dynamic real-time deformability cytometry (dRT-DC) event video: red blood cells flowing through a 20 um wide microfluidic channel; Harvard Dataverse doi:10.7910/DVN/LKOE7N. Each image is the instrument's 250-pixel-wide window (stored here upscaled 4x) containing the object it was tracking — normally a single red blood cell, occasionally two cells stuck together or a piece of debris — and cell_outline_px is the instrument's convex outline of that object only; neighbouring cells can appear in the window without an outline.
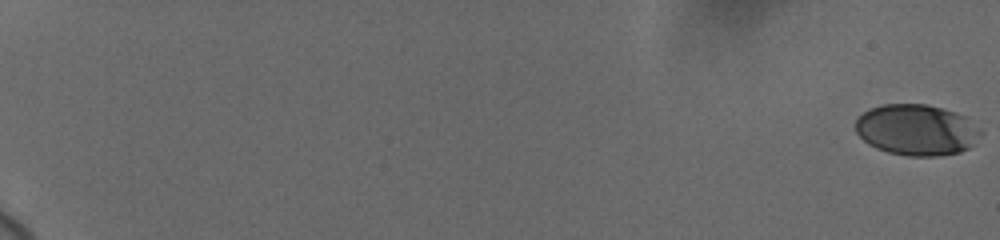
{"species": "human", "species_latin": "Homo sapiens", "temperature_condition": "cold", "stored_images_in_passage": 60, "camera_frame_rate_fps": 3000, "um_per_image_px": 0.085, "donor": {"sex": "female"}, "frame": {"image": 1, "passage_image": 1, "time_ms": 0.0, "image_size_px": [1000, 240], "cell_outline_px": [[984, 132], [968, 148], [960, 152], [940, 156], [908, 156], [888, 152], [876, 148], [868, 144], [856, 132], [856, 120], [864, 112], [880, 104], [928, 104], [956, 112], [964, 116], [980, 128]], "centroid_in_image_um": [77.93, 11.04], "position_along_channel_um": 7.1, "area_um2": 37.28}}
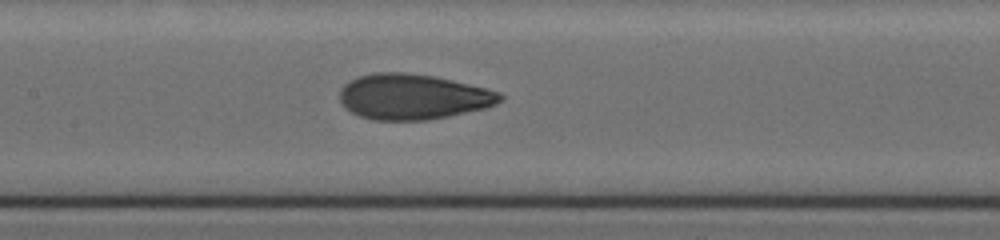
{"frame": {"image": 2, "passage_image": 31, "time_ms": 11.0, "image_size_px": [1000, 240], "cell_outline_px": [[504, 100], [496, 104], [484, 108], [448, 116], [428, 120], [372, 120], [360, 116], [344, 108], [340, 100], [340, 88], [344, 84], [360, 76], [372, 72], [408, 72], [436, 76], [488, 88], [500, 92], [504, 96]], "centroid_in_image_um": [35.11, 8.21], "position_along_channel_um": 172.3, "area_um2": 42.83}}
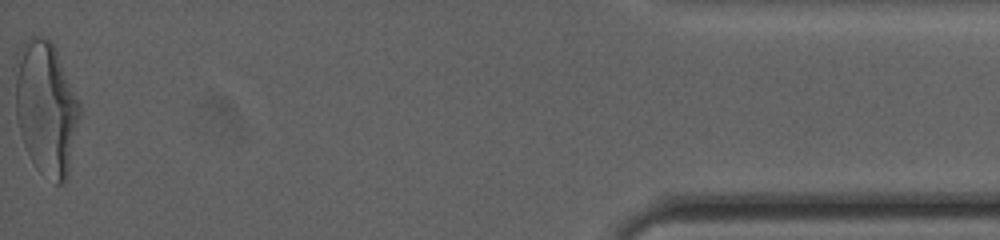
{"frame": {"image": 3, "passage_image": 59, "time_ms": 20.0, "image_size_px": [1000, 240], "cell_outline_px": [[80, 116], [68, 176], [64, 184], [56, 184], [40, 172], [36, 168], [24, 144], [16, 120], [12, 68], [16, 56], [24, 40], [32, 36], [36, 36], [48, 40], [56, 48], [80, 100]], "centroid_in_image_um": [3.89, 9.15], "position_along_channel_um": 431.3, "area_um2": 51.38}, "authors_computed_cell_mechanics": {"area_um2": 41.0091, "velocity_mm_per_s": 3.6613, "shape_relaxation_time_tau1_ms": 4.4804, "shape_relaxation_time_tau2_ms": 0.8571, "deformation_change_tau1": 0.1774, "deformation_change_tau2": 0.0639}}